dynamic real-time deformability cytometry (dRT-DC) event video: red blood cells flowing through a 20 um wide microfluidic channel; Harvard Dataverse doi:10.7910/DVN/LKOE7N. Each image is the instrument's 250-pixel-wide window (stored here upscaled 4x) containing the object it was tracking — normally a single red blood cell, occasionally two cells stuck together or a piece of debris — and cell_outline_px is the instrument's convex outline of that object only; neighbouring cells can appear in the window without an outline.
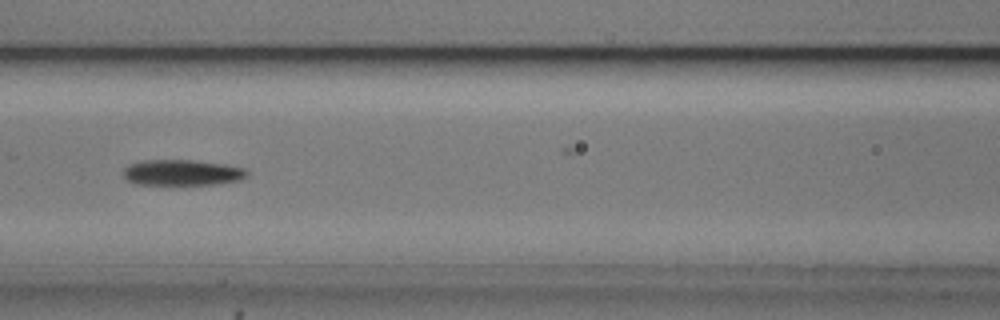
{"species": "common noctule bat (a hibernating species)", "species_latin": "Nyctalus noctula", "temperature_condition": "cold", "stored_images_in_passage": 16, "camera_frame_rate_fps": 3000, "um_per_image_px": 0.085, "animal": {"sex": "male", "body_mass_g": 20.5, "forearm_length_mm": 52.5}, "frame": {"image": 1, "passage_image": 7, "time_ms": 7.667, "image_size_px": [1000, 320], "cell_outline_px": [[248, 176], [240, 180], [216, 184], [136, 184], [128, 180], [124, 176], [124, 168], [128, 164], [144, 160], [196, 160], [228, 164], [248, 168]], "centroid_in_image_um": [15.55, 14.65], "position_along_channel_um": 151.0, "area_um2": 18.79}}
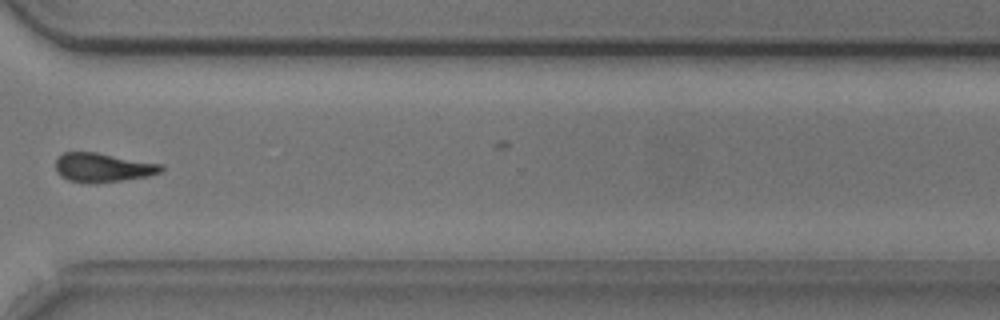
{"frame": {"image": 2, "passage_image": 12, "time_ms": 13.333, "image_size_px": [1000, 320], "cell_outline_px": [[164, 168], [160, 172], [148, 176], [96, 184], [88, 184], [68, 180], [60, 176], [56, 172], [56, 160], [64, 152], [96, 152], [160, 164]], "centroid_in_image_um": [8.69, 14.26], "position_along_channel_um": 361.9, "area_um2": 17.86}}
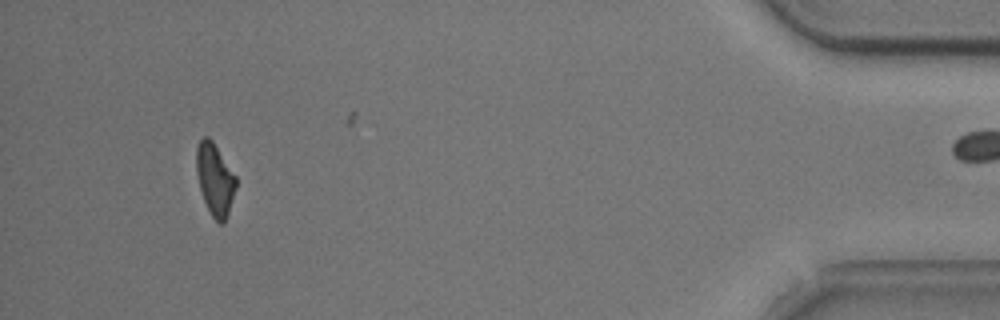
{"frame": {"image": 3, "passage_image": 14, "time_ms": 16.667, "image_size_px": [1000, 320], "cell_outline_px": [[236, 188], [224, 224], [220, 224], [212, 216], [204, 200], [200, 188], [196, 172], [196, 148], [200, 140], [204, 136], [208, 136], [212, 140], [236, 176]], "centroid_in_image_um": [18.26, 15.23], "position_along_channel_um": 416.9, "area_um2": 16.42}}